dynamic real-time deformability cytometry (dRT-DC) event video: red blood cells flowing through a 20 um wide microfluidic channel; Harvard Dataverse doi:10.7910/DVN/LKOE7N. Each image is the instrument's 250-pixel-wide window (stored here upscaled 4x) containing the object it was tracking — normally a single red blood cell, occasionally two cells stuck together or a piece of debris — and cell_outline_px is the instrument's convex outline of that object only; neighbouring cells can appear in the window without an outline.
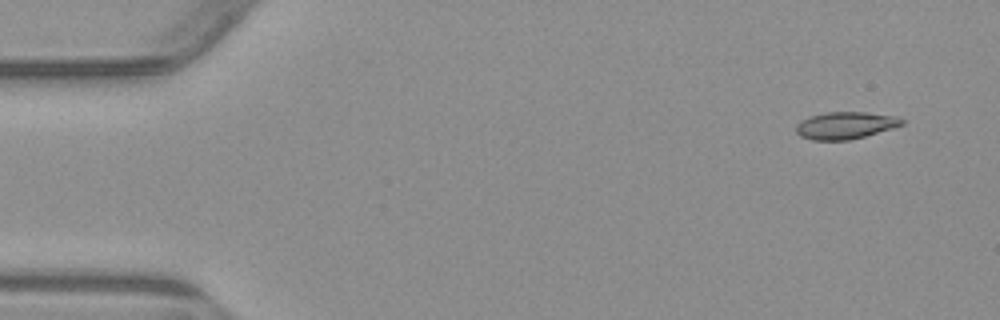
{"species": "common noctule bat (a hibernating species)", "species_latin": "Nyctalus noctula", "temperature_condition": "warm", "stored_images_in_passage": 5, "camera_frame_rate_fps": 3000, "um_per_image_px": 0.085, "animal": {"sex": "male", "body_mass_g": 23.1, "forearm_length_mm": 52.7}, "frame": {"image": 1, "passage_image": 2, "time_ms": 1.0, "image_size_px": [1000, 320], "cell_outline_px": [[904, 124], [892, 128], [864, 136], [848, 140], [812, 140], [800, 136], [796, 132], [796, 124], [800, 120], [824, 112], [864, 112], [896, 116], [904, 120]], "centroid_in_image_um": [71.83, 10.65], "position_along_channel_um": 13.2, "area_um2": 16.65}}
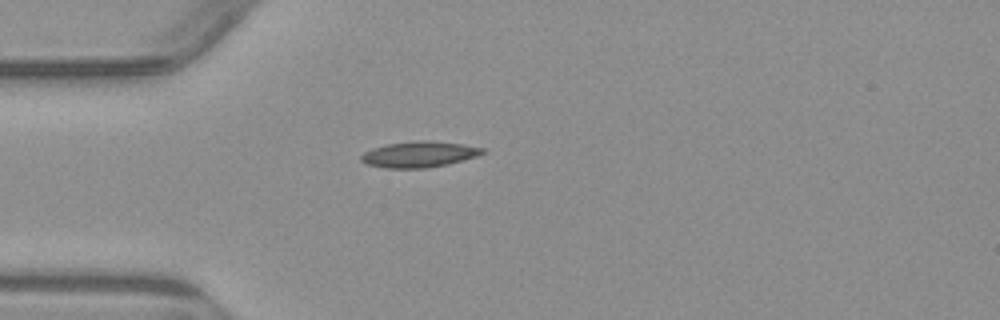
{"frame": {"image": 2, "passage_image": 5, "time_ms": 4.667, "image_size_px": [1000, 320], "cell_outline_px": [[488, 152], [476, 156], [448, 164], [424, 168], [384, 168], [368, 164], [360, 160], [360, 156], [364, 152], [372, 148], [388, 144], [420, 140], [432, 140], [464, 144], [488, 148]], "centroid_in_image_um": [35.68, 13.11], "position_along_channel_um": 49.3, "area_um2": 18.5}}